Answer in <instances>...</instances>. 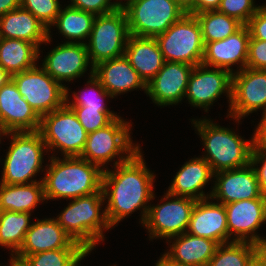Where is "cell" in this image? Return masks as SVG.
Listing matches in <instances>:
<instances>
[{"label": "cell", "instance_id": "obj_20", "mask_svg": "<svg viewBox=\"0 0 266 266\" xmlns=\"http://www.w3.org/2000/svg\"><path fill=\"white\" fill-rule=\"evenodd\" d=\"M42 68L56 81H71L80 77L90 63L86 43L66 41L56 46L44 58Z\"/></svg>", "mask_w": 266, "mask_h": 266}, {"label": "cell", "instance_id": "obj_30", "mask_svg": "<svg viewBox=\"0 0 266 266\" xmlns=\"http://www.w3.org/2000/svg\"><path fill=\"white\" fill-rule=\"evenodd\" d=\"M95 17L93 13L71 7L69 4L63 10L60 8L52 26L56 25L60 33L68 41L70 39L69 43H81L80 40L90 37Z\"/></svg>", "mask_w": 266, "mask_h": 266}, {"label": "cell", "instance_id": "obj_11", "mask_svg": "<svg viewBox=\"0 0 266 266\" xmlns=\"http://www.w3.org/2000/svg\"><path fill=\"white\" fill-rule=\"evenodd\" d=\"M130 126L129 122L118 116L107 126L89 133L79 157L102 167L122 153L133 155L139 146L132 143Z\"/></svg>", "mask_w": 266, "mask_h": 266}, {"label": "cell", "instance_id": "obj_47", "mask_svg": "<svg viewBox=\"0 0 266 266\" xmlns=\"http://www.w3.org/2000/svg\"><path fill=\"white\" fill-rule=\"evenodd\" d=\"M11 79V75L0 66V88Z\"/></svg>", "mask_w": 266, "mask_h": 266}, {"label": "cell", "instance_id": "obj_36", "mask_svg": "<svg viewBox=\"0 0 266 266\" xmlns=\"http://www.w3.org/2000/svg\"><path fill=\"white\" fill-rule=\"evenodd\" d=\"M20 6L31 12L48 30L61 8L59 0H20Z\"/></svg>", "mask_w": 266, "mask_h": 266}, {"label": "cell", "instance_id": "obj_41", "mask_svg": "<svg viewBox=\"0 0 266 266\" xmlns=\"http://www.w3.org/2000/svg\"><path fill=\"white\" fill-rule=\"evenodd\" d=\"M250 31V39L266 41V6H259L257 12L250 18L247 24Z\"/></svg>", "mask_w": 266, "mask_h": 266}, {"label": "cell", "instance_id": "obj_37", "mask_svg": "<svg viewBox=\"0 0 266 266\" xmlns=\"http://www.w3.org/2000/svg\"><path fill=\"white\" fill-rule=\"evenodd\" d=\"M90 79L89 81H87V83H90L92 85V87H90V90H92L91 88H93V92L96 91L95 97L91 96L92 94L88 93L86 94L85 92L81 95V93L79 92L80 96L74 92V101L73 102H68V90L66 87V104L68 106H86L88 108H106L107 106H104V102L103 99L105 97H110L112 98V96L106 91V89L101 85L100 81L94 76V67H91V72H90ZM87 96H86V95ZM90 94V96H89ZM94 94V93H93ZM102 100V101H101ZM70 103V104H69Z\"/></svg>", "mask_w": 266, "mask_h": 266}, {"label": "cell", "instance_id": "obj_1", "mask_svg": "<svg viewBox=\"0 0 266 266\" xmlns=\"http://www.w3.org/2000/svg\"><path fill=\"white\" fill-rule=\"evenodd\" d=\"M140 150L126 157L119 156L118 162L114 164L116 172L107 169L103 171L102 191L104 198L108 199L104 210L111 227L142 207L143 224L150 207L146 204L155 196L154 175L147 169Z\"/></svg>", "mask_w": 266, "mask_h": 266}, {"label": "cell", "instance_id": "obj_50", "mask_svg": "<svg viewBox=\"0 0 266 266\" xmlns=\"http://www.w3.org/2000/svg\"><path fill=\"white\" fill-rule=\"evenodd\" d=\"M261 257L266 261V244L261 247Z\"/></svg>", "mask_w": 266, "mask_h": 266}, {"label": "cell", "instance_id": "obj_33", "mask_svg": "<svg viewBox=\"0 0 266 266\" xmlns=\"http://www.w3.org/2000/svg\"><path fill=\"white\" fill-rule=\"evenodd\" d=\"M195 16L201 26L204 44L223 40L243 26L237 19L217 10L203 11L195 14Z\"/></svg>", "mask_w": 266, "mask_h": 266}, {"label": "cell", "instance_id": "obj_39", "mask_svg": "<svg viewBox=\"0 0 266 266\" xmlns=\"http://www.w3.org/2000/svg\"><path fill=\"white\" fill-rule=\"evenodd\" d=\"M111 0H71V7L82 11L91 12L95 15L111 13L118 8H123L121 2H110Z\"/></svg>", "mask_w": 266, "mask_h": 266}, {"label": "cell", "instance_id": "obj_40", "mask_svg": "<svg viewBox=\"0 0 266 266\" xmlns=\"http://www.w3.org/2000/svg\"><path fill=\"white\" fill-rule=\"evenodd\" d=\"M246 67L266 70V41L249 39Z\"/></svg>", "mask_w": 266, "mask_h": 266}, {"label": "cell", "instance_id": "obj_23", "mask_svg": "<svg viewBox=\"0 0 266 266\" xmlns=\"http://www.w3.org/2000/svg\"><path fill=\"white\" fill-rule=\"evenodd\" d=\"M94 76L112 98L135 88L144 89L147 93V85L124 55L98 63L94 66Z\"/></svg>", "mask_w": 266, "mask_h": 266}, {"label": "cell", "instance_id": "obj_42", "mask_svg": "<svg viewBox=\"0 0 266 266\" xmlns=\"http://www.w3.org/2000/svg\"><path fill=\"white\" fill-rule=\"evenodd\" d=\"M263 163L261 167L256 164ZM250 164L253 166L259 183V191L262 197L266 198V154L257 152L254 148L251 154Z\"/></svg>", "mask_w": 266, "mask_h": 266}, {"label": "cell", "instance_id": "obj_5", "mask_svg": "<svg viewBox=\"0 0 266 266\" xmlns=\"http://www.w3.org/2000/svg\"><path fill=\"white\" fill-rule=\"evenodd\" d=\"M3 135H12V142L4 159L1 183L28 184L37 182L31 178L40 172L43 150H47L41 133L39 131L8 132ZM29 180L30 182H28Z\"/></svg>", "mask_w": 266, "mask_h": 266}, {"label": "cell", "instance_id": "obj_52", "mask_svg": "<svg viewBox=\"0 0 266 266\" xmlns=\"http://www.w3.org/2000/svg\"><path fill=\"white\" fill-rule=\"evenodd\" d=\"M132 0H127V2L125 4H123V7L128 4L129 2H131Z\"/></svg>", "mask_w": 266, "mask_h": 266}, {"label": "cell", "instance_id": "obj_26", "mask_svg": "<svg viewBox=\"0 0 266 266\" xmlns=\"http://www.w3.org/2000/svg\"><path fill=\"white\" fill-rule=\"evenodd\" d=\"M213 176L214 173L204 158H193L185 162L177 172L167 192L175 196L192 198L196 201L210 198V195L206 196L201 189L203 190Z\"/></svg>", "mask_w": 266, "mask_h": 266}, {"label": "cell", "instance_id": "obj_28", "mask_svg": "<svg viewBox=\"0 0 266 266\" xmlns=\"http://www.w3.org/2000/svg\"><path fill=\"white\" fill-rule=\"evenodd\" d=\"M43 200L46 199L42 180L28 184L0 183V211L31 213Z\"/></svg>", "mask_w": 266, "mask_h": 266}, {"label": "cell", "instance_id": "obj_31", "mask_svg": "<svg viewBox=\"0 0 266 266\" xmlns=\"http://www.w3.org/2000/svg\"><path fill=\"white\" fill-rule=\"evenodd\" d=\"M260 256L261 247L258 245L230 241L218 245L206 266H253Z\"/></svg>", "mask_w": 266, "mask_h": 266}, {"label": "cell", "instance_id": "obj_18", "mask_svg": "<svg viewBox=\"0 0 266 266\" xmlns=\"http://www.w3.org/2000/svg\"><path fill=\"white\" fill-rule=\"evenodd\" d=\"M217 180L209 199H218L220 204L256 199L261 196L255 170L251 164L241 168L214 173Z\"/></svg>", "mask_w": 266, "mask_h": 266}, {"label": "cell", "instance_id": "obj_44", "mask_svg": "<svg viewBox=\"0 0 266 266\" xmlns=\"http://www.w3.org/2000/svg\"><path fill=\"white\" fill-rule=\"evenodd\" d=\"M220 1L221 0H195L186 13L195 15L203 11L217 10Z\"/></svg>", "mask_w": 266, "mask_h": 266}, {"label": "cell", "instance_id": "obj_46", "mask_svg": "<svg viewBox=\"0 0 266 266\" xmlns=\"http://www.w3.org/2000/svg\"><path fill=\"white\" fill-rule=\"evenodd\" d=\"M156 266H188L173 262L165 254L157 261Z\"/></svg>", "mask_w": 266, "mask_h": 266}, {"label": "cell", "instance_id": "obj_24", "mask_svg": "<svg viewBox=\"0 0 266 266\" xmlns=\"http://www.w3.org/2000/svg\"><path fill=\"white\" fill-rule=\"evenodd\" d=\"M50 37L48 28L21 6L0 17V38L25 40L39 48Z\"/></svg>", "mask_w": 266, "mask_h": 266}, {"label": "cell", "instance_id": "obj_27", "mask_svg": "<svg viewBox=\"0 0 266 266\" xmlns=\"http://www.w3.org/2000/svg\"><path fill=\"white\" fill-rule=\"evenodd\" d=\"M178 237V238H177ZM170 252L165 255L173 262L188 266H206L213 257L218 243L204 237L193 236L187 232L173 236Z\"/></svg>", "mask_w": 266, "mask_h": 266}, {"label": "cell", "instance_id": "obj_6", "mask_svg": "<svg viewBox=\"0 0 266 266\" xmlns=\"http://www.w3.org/2000/svg\"><path fill=\"white\" fill-rule=\"evenodd\" d=\"M123 9L130 35L139 37H156L186 14L176 0H132Z\"/></svg>", "mask_w": 266, "mask_h": 266}, {"label": "cell", "instance_id": "obj_21", "mask_svg": "<svg viewBox=\"0 0 266 266\" xmlns=\"http://www.w3.org/2000/svg\"><path fill=\"white\" fill-rule=\"evenodd\" d=\"M56 249L84 248L72 240L55 218H49L31 224L21 248L14 256L22 259L28 255Z\"/></svg>", "mask_w": 266, "mask_h": 266}, {"label": "cell", "instance_id": "obj_19", "mask_svg": "<svg viewBox=\"0 0 266 266\" xmlns=\"http://www.w3.org/2000/svg\"><path fill=\"white\" fill-rule=\"evenodd\" d=\"M249 39V28L247 25H243L238 31L223 40L205 43L201 64L225 69L233 74L230 67L239 63L241 65L237 71L243 70L246 68Z\"/></svg>", "mask_w": 266, "mask_h": 266}, {"label": "cell", "instance_id": "obj_4", "mask_svg": "<svg viewBox=\"0 0 266 266\" xmlns=\"http://www.w3.org/2000/svg\"><path fill=\"white\" fill-rule=\"evenodd\" d=\"M199 132L207 154L202 157L213 173L241 168L251 161L253 137L249 142L228 128L216 125L211 120H192Z\"/></svg>", "mask_w": 266, "mask_h": 266}, {"label": "cell", "instance_id": "obj_38", "mask_svg": "<svg viewBox=\"0 0 266 266\" xmlns=\"http://www.w3.org/2000/svg\"><path fill=\"white\" fill-rule=\"evenodd\" d=\"M254 0H221L217 11L237 19L247 25L250 18L257 12L259 6L254 5Z\"/></svg>", "mask_w": 266, "mask_h": 266}, {"label": "cell", "instance_id": "obj_22", "mask_svg": "<svg viewBox=\"0 0 266 266\" xmlns=\"http://www.w3.org/2000/svg\"><path fill=\"white\" fill-rule=\"evenodd\" d=\"M197 200L193 208L187 233L214 240L218 244L229 242L227 215L223 204Z\"/></svg>", "mask_w": 266, "mask_h": 266}, {"label": "cell", "instance_id": "obj_17", "mask_svg": "<svg viewBox=\"0 0 266 266\" xmlns=\"http://www.w3.org/2000/svg\"><path fill=\"white\" fill-rule=\"evenodd\" d=\"M193 65L165 61L161 70L147 84V93L160 106L173 105L185 98Z\"/></svg>", "mask_w": 266, "mask_h": 266}, {"label": "cell", "instance_id": "obj_34", "mask_svg": "<svg viewBox=\"0 0 266 266\" xmlns=\"http://www.w3.org/2000/svg\"><path fill=\"white\" fill-rule=\"evenodd\" d=\"M85 249H56L22 258L27 266H76L86 255Z\"/></svg>", "mask_w": 266, "mask_h": 266}, {"label": "cell", "instance_id": "obj_13", "mask_svg": "<svg viewBox=\"0 0 266 266\" xmlns=\"http://www.w3.org/2000/svg\"><path fill=\"white\" fill-rule=\"evenodd\" d=\"M229 117L239 119L262 108L266 114V70L244 68L232 74Z\"/></svg>", "mask_w": 266, "mask_h": 266}, {"label": "cell", "instance_id": "obj_15", "mask_svg": "<svg viewBox=\"0 0 266 266\" xmlns=\"http://www.w3.org/2000/svg\"><path fill=\"white\" fill-rule=\"evenodd\" d=\"M199 64L194 66L190 75L185 97L193 107H202L208 111L222 93L227 94L229 103L232 100V73L220 68L207 69ZM215 69V70H214Z\"/></svg>", "mask_w": 266, "mask_h": 266}, {"label": "cell", "instance_id": "obj_43", "mask_svg": "<svg viewBox=\"0 0 266 266\" xmlns=\"http://www.w3.org/2000/svg\"><path fill=\"white\" fill-rule=\"evenodd\" d=\"M253 147L257 152L266 154V114L262 115L253 136Z\"/></svg>", "mask_w": 266, "mask_h": 266}, {"label": "cell", "instance_id": "obj_7", "mask_svg": "<svg viewBox=\"0 0 266 266\" xmlns=\"http://www.w3.org/2000/svg\"><path fill=\"white\" fill-rule=\"evenodd\" d=\"M129 36L127 15L123 8L96 15L89 44L86 43L91 66L123 56Z\"/></svg>", "mask_w": 266, "mask_h": 266}, {"label": "cell", "instance_id": "obj_16", "mask_svg": "<svg viewBox=\"0 0 266 266\" xmlns=\"http://www.w3.org/2000/svg\"><path fill=\"white\" fill-rule=\"evenodd\" d=\"M41 117L21 96L14 81L10 79L0 88V131H39Z\"/></svg>", "mask_w": 266, "mask_h": 266}, {"label": "cell", "instance_id": "obj_10", "mask_svg": "<svg viewBox=\"0 0 266 266\" xmlns=\"http://www.w3.org/2000/svg\"><path fill=\"white\" fill-rule=\"evenodd\" d=\"M11 79L21 96L42 117L66 103V87L54 80L42 67L14 74Z\"/></svg>", "mask_w": 266, "mask_h": 266}, {"label": "cell", "instance_id": "obj_8", "mask_svg": "<svg viewBox=\"0 0 266 266\" xmlns=\"http://www.w3.org/2000/svg\"><path fill=\"white\" fill-rule=\"evenodd\" d=\"M155 38L165 61L193 66L201 64L204 42L201 26L195 15L186 13L179 21Z\"/></svg>", "mask_w": 266, "mask_h": 266}, {"label": "cell", "instance_id": "obj_35", "mask_svg": "<svg viewBox=\"0 0 266 266\" xmlns=\"http://www.w3.org/2000/svg\"><path fill=\"white\" fill-rule=\"evenodd\" d=\"M75 112L78 121L89 134L110 124L118 117L107 108H88L86 106H69Z\"/></svg>", "mask_w": 266, "mask_h": 266}, {"label": "cell", "instance_id": "obj_51", "mask_svg": "<svg viewBox=\"0 0 266 266\" xmlns=\"http://www.w3.org/2000/svg\"><path fill=\"white\" fill-rule=\"evenodd\" d=\"M257 266H266V261L261 256L257 260Z\"/></svg>", "mask_w": 266, "mask_h": 266}, {"label": "cell", "instance_id": "obj_32", "mask_svg": "<svg viewBox=\"0 0 266 266\" xmlns=\"http://www.w3.org/2000/svg\"><path fill=\"white\" fill-rule=\"evenodd\" d=\"M30 216L28 212L0 211V246L16 254L30 229Z\"/></svg>", "mask_w": 266, "mask_h": 266}, {"label": "cell", "instance_id": "obj_29", "mask_svg": "<svg viewBox=\"0 0 266 266\" xmlns=\"http://www.w3.org/2000/svg\"><path fill=\"white\" fill-rule=\"evenodd\" d=\"M39 55V48L33 43L0 38V66L11 76L34 68Z\"/></svg>", "mask_w": 266, "mask_h": 266}, {"label": "cell", "instance_id": "obj_12", "mask_svg": "<svg viewBox=\"0 0 266 266\" xmlns=\"http://www.w3.org/2000/svg\"><path fill=\"white\" fill-rule=\"evenodd\" d=\"M172 197V198H171ZM176 197V199H175ZM174 199V200H171ZM169 199V202H168ZM160 205H150L143 226L148 229L151 239L163 237L171 238L187 231L189 220L196 200L165 193Z\"/></svg>", "mask_w": 266, "mask_h": 266}, {"label": "cell", "instance_id": "obj_48", "mask_svg": "<svg viewBox=\"0 0 266 266\" xmlns=\"http://www.w3.org/2000/svg\"><path fill=\"white\" fill-rule=\"evenodd\" d=\"M12 258L10 259V266H27V264L19 258H16L12 253H11Z\"/></svg>", "mask_w": 266, "mask_h": 266}, {"label": "cell", "instance_id": "obj_25", "mask_svg": "<svg viewBox=\"0 0 266 266\" xmlns=\"http://www.w3.org/2000/svg\"><path fill=\"white\" fill-rule=\"evenodd\" d=\"M124 56L146 85L161 70L165 62L155 37L130 35Z\"/></svg>", "mask_w": 266, "mask_h": 266}, {"label": "cell", "instance_id": "obj_14", "mask_svg": "<svg viewBox=\"0 0 266 266\" xmlns=\"http://www.w3.org/2000/svg\"><path fill=\"white\" fill-rule=\"evenodd\" d=\"M224 207L229 237L232 234L236 237H233V241L250 242L259 247L266 244V238L254 234L266 222V198L260 196L256 199L235 201L225 204Z\"/></svg>", "mask_w": 266, "mask_h": 266}, {"label": "cell", "instance_id": "obj_9", "mask_svg": "<svg viewBox=\"0 0 266 266\" xmlns=\"http://www.w3.org/2000/svg\"><path fill=\"white\" fill-rule=\"evenodd\" d=\"M39 132L46 144V149H60L64 157L80 156L88 133L66 103L41 117Z\"/></svg>", "mask_w": 266, "mask_h": 266}, {"label": "cell", "instance_id": "obj_2", "mask_svg": "<svg viewBox=\"0 0 266 266\" xmlns=\"http://www.w3.org/2000/svg\"><path fill=\"white\" fill-rule=\"evenodd\" d=\"M48 172L42 179L46 200L76 199L102 190L103 171L99 166L79 157L49 160Z\"/></svg>", "mask_w": 266, "mask_h": 266}, {"label": "cell", "instance_id": "obj_3", "mask_svg": "<svg viewBox=\"0 0 266 266\" xmlns=\"http://www.w3.org/2000/svg\"><path fill=\"white\" fill-rule=\"evenodd\" d=\"M104 200L106 199L102 190L73 199L55 219L72 240L88 252L104 240L102 231L111 227L105 210L103 213L99 212Z\"/></svg>", "mask_w": 266, "mask_h": 266}, {"label": "cell", "instance_id": "obj_45", "mask_svg": "<svg viewBox=\"0 0 266 266\" xmlns=\"http://www.w3.org/2000/svg\"><path fill=\"white\" fill-rule=\"evenodd\" d=\"M20 7V0H0V17Z\"/></svg>", "mask_w": 266, "mask_h": 266}, {"label": "cell", "instance_id": "obj_49", "mask_svg": "<svg viewBox=\"0 0 266 266\" xmlns=\"http://www.w3.org/2000/svg\"><path fill=\"white\" fill-rule=\"evenodd\" d=\"M186 11L193 5L195 0H176Z\"/></svg>", "mask_w": 266, "mask_h": 266}]
</instances>
